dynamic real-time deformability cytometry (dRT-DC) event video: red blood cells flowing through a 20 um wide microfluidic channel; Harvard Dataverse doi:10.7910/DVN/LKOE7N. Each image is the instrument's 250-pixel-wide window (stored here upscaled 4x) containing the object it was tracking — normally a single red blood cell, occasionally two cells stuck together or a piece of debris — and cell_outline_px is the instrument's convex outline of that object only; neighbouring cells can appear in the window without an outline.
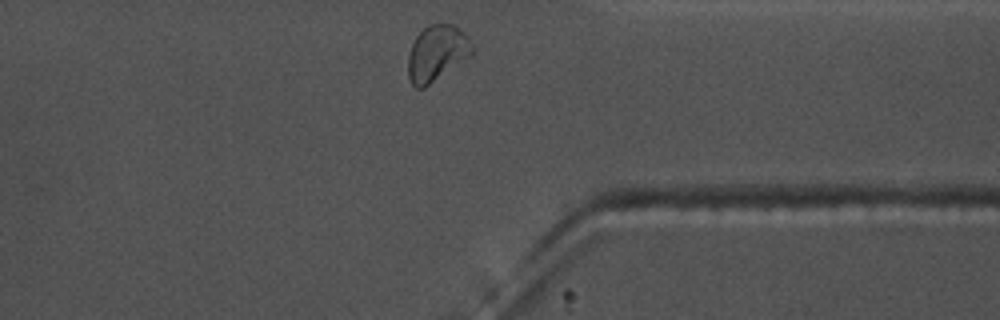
{"species": "common noctule bat (a hibernating species)", "species_latin": "Nyctalus noctula", "temperature_condition": "warm", "stored_images_in_passage": 27, "camera_frame_rate_fps": 3000, "um_per_image_px": 0.085, "animal": {"sex": "male", "body_mass_g": 17.5, "forearm_length_mm": 52.3}, "frame": {"image": 1, "passage_image": 27, "time_ms": 8.667, "image_size_px": [1000, 320], "cell_outline_px": [[472, 56], [424, 88], [416, 88], [412, 84], [408, 76], [408, 56], [412, 44], [416, 36], [428, 24], [452, 24], [464, 32], [468, 36], [472, 48]], "centroid_in_image_um": [37.13, 4.53], "position_along_channel_um": 374.3, "area_um2": 20.87}, "authors_computed_cell_mechanics": {"area_um2": 18.9006, "velocity_mm_per_s": 3.6367, "shape_relaxation_time_tau1_ms": 4.9913, "shape_relaxation_time_tau2_ms": 1.6771, "deformation_change_tau1": 0.1681, "deformation_change_tau2": 0.0699}}